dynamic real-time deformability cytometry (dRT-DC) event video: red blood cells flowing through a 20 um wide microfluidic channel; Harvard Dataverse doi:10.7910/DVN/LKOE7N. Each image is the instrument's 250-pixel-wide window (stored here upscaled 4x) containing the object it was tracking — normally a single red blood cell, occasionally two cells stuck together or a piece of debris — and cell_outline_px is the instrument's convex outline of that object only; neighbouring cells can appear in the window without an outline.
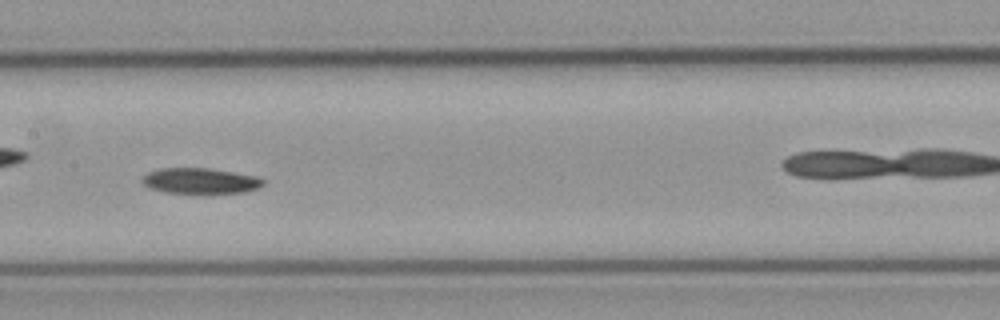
{"species": "common noctule bat (a hibernating species)", "species_latin": "Nyctalus noctula", "temperature_condition": "cold", "stored_images_in_passage": 52, "camera_frame_rate_fps": 3000, "um_per_image_px": 0.085, "animal": {"sex": "male", "body_mass_g": 23.1, "forearm_length_mm": 52.7}, "frame": {"image": 1, "passage_image": 23, "time_ms": 7.333, "image_size_px": [1000, 320], "cell_outline_px": [[264, 184], [260, 188], [244, 192], [204, 196], [164, 192], [148, 188], [140, 180], [148, 172], [160, 168], [208, 168], [256, 176], [264, 180]], "centroid_in_image_um": [17.02, 15.42], "position_along_channel_um": 190.4, "area_um2": 18.96}}